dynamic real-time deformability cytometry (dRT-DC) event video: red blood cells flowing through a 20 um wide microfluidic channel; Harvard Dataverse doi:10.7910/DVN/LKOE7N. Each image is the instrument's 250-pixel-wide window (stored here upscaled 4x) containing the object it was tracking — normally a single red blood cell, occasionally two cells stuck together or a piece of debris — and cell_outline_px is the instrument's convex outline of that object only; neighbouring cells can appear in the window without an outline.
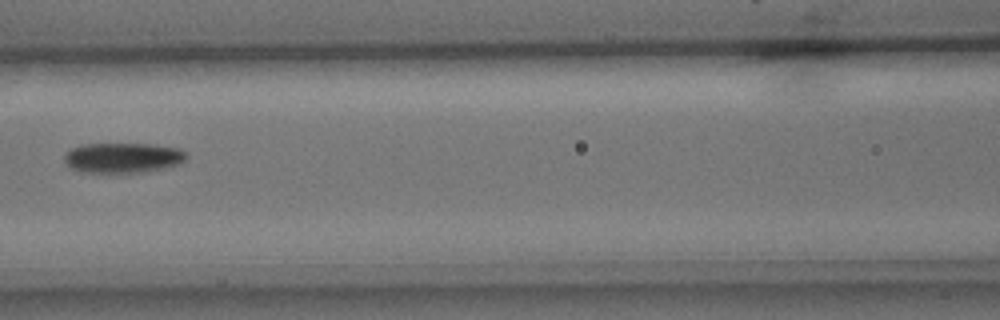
{"species": "common noctule bat (a hibernating species)", "species_latin": "Nyctalus noctula", "temperature_condition": "cold", "stored_images_in_passage": 10, "camera_frame_rate_fps": 3000, "um_per_image_px": 0.085, "animal": {"sex": "male", "body_mass_g": 15.6}, "frame": {"image": 1, "passage_image": 7, "time_ms": 2.0, "image_size_px": [1000, 320], "cell_outline_px": [[188, 156], [180, 164], [164, 168], [144, 172], [116, 176], [80, 172], [68, 168], [64, 160], [64, 156], [72, 148], [80, 144], [148, 144], [180, 148]], "centroid_in_image_um": [10.39, 13.47], "position_along_channel_um": 156.2, "area_um2": 22.43}}
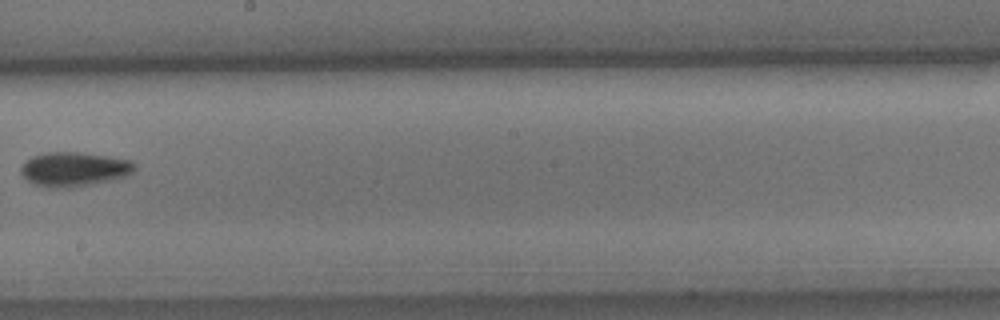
{"frame": {"image": 2, "passage_image": 9, "time_ms": 2.667, "image_size_px": [1000, 320], "cell_outline_px": [[136, 168], [128, 176], [112, 180], [72, 188], [48, 188], [36, 184], [28, 180], [20, 172], [20, 168], [32, 156], [44, 152], [80, 152], [108, 156], [132, 160], [136, 164]], "centroid_in_image_um": [6.34, 14.38], "position_along_channel_um": 241.9, "area_um2": 22.95}}
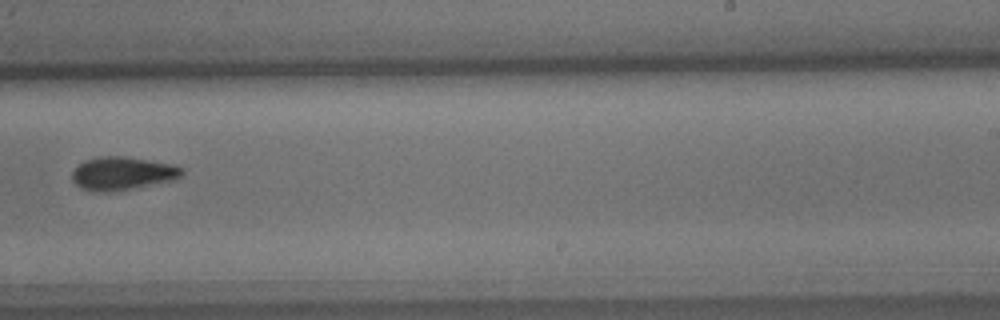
{"frame": {"image": 3, "passage_image": 10, "time_ms": 3.0, "image_size_px": [1000, 320], "cell_outline_px": [[184, 172], [180, 176], [172, 180], [116, 192], [92, 192], [80, 188], [72, 180], [72, 172], [84, 160], [100, 156], [120, 156], [176, 164], [184, 168]], "centroid_in_image_um": [10.4, 14.75], "position_along_channel_um": 278.6, "area_um2": 21.44}}